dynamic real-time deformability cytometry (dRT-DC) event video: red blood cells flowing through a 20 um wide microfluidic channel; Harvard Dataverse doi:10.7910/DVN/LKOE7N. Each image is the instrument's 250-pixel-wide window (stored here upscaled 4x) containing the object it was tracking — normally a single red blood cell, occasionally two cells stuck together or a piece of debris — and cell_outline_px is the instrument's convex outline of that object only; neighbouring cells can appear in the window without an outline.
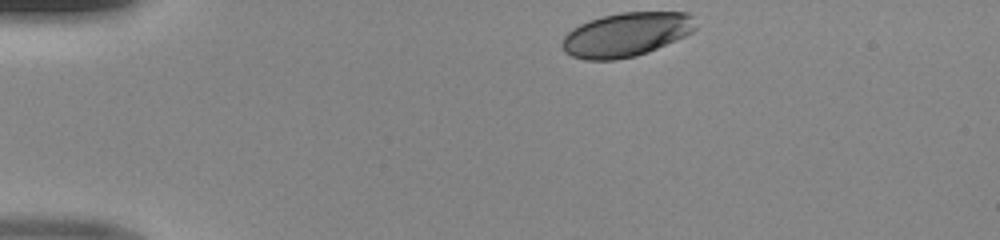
{"species": "human", "species_latin": "Homo sapiens", "temperature_condition": "room temperature", "stored_images_in_passage": 33, "camera_frame_rate_fps": 3000, "um_per_image_px": 0.085, "donor": {"sex": "male"}, "frame": {"image": 1, "passage_image": 1, "time_ms": 0.0, "image_size_px": [1000, 240], "cell_outline_px": [[696, 28], [692, 32], [676, 40], [648, 52], [636, 56], [616, 60], [584, 60], [572, 56], [564, 52], [560, 44], [564, 36], [572, 28], [588, 20], [620, 12], [688, 12], [692, 16]], "centroid_in_image_um": [53.19, 2.94], "position_along_channel_um": 31.8, "area_um2": 34.39}}
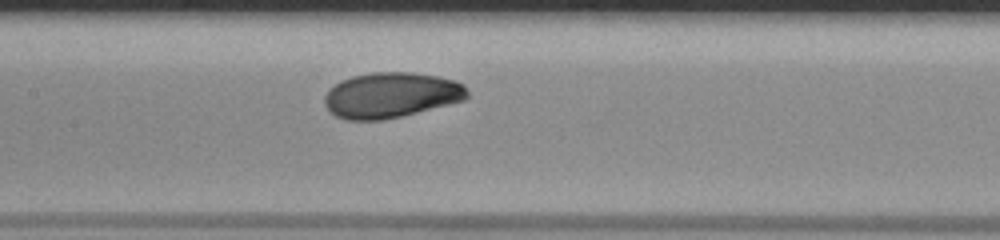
{"frame": {"image": 2, "passage_image": 16, "time_ms": 5.0, "image_size_px": [1000, 240], "cell_outline_px": [[468, 96], [464, 100], [384, 120], [344, 120], [336, 116], [324, 104], [324, 96], [340, 80], [352, 76], [372, 72], [412, 72], [436, 76], [452, 80], [464, 84], [468, 92]], "centroid_in_image_um": [33.22, 8.08], "position_along_channel_um": 174.2, "area_um2": 37.51}}
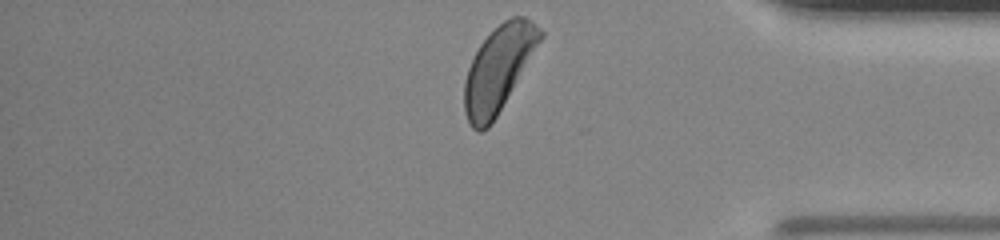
{"frame": {"image": 3, "passage_image": 33, "time_ms": 10.667, "image_size_px": [1000, 240], "cell_outline_px": [[544, 36], [496, 116], [488, 128], [480, 132], [472, 128], [464, 112], [464, 84], [468, 68], [480, 44], [504, 20], [512, 16], [524, 16], [540, 28], [544, 32]], "centroid_in_image_um": [42.36, 5.85], "position_along_channel_um": 392.8, "area_um2": 36.93}}